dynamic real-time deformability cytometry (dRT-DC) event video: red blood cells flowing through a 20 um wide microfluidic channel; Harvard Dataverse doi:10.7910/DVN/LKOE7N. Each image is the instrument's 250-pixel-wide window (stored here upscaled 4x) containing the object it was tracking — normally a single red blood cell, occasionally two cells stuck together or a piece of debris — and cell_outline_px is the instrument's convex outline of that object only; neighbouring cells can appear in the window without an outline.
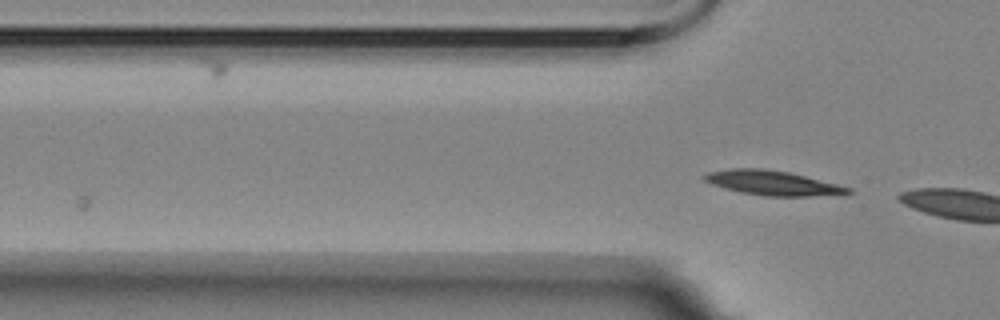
{"species": "Egyptian fruit bat (a non-hibernating species)", "species_latin": "Rousettus aegyptiacus", "temperature_condition": "room temperature", "stored_images_in_passage": 4, "camera_frame_rate_fps": 3000, "um_per_image_px": 0.085, "animal": {"sex": "female"}, "frame": {"image": 1, "passage_image": 4, "time_ms": 3.667, "image_size_px": [1000, 320], "cell_outline_px": [[856, 192], [812, 196], [764, 196], [740, 192], [724, 188], [712, 184], [704, 180], [700, 176], [704, 172], [728, 168], [764, 168], [788, 172], [852, 188]], "centroid_in_image_um": [65.58, 15.54], "position_along_channel_um": 60.2, "area_um2": 20.63}}